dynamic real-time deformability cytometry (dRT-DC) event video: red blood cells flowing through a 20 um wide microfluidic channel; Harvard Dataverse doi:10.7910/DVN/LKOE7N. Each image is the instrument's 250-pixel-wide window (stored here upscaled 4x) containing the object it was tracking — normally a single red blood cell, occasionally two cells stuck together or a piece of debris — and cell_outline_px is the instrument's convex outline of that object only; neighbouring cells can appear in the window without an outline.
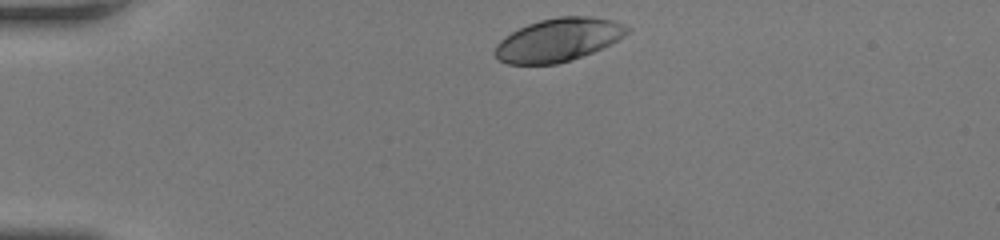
{"species": "human", "species_latin": "Homo sapiens", "temperature_condition": "room temperature", "stored_images_in_passage": 33, "camera_frame_rate_fps": 3000, "um_per_image_px": 0.085, "donor": {"sex": "female"}, "frame": {"image": 1, "passage_image": 1, "time_ms": 0.0, "image_size_px": [1000, 240], "cell_outline_px": [[632, 28], [624, 36], [592, 52], [556, 64], [508, 64], [500, 60], [492, 52], [496, 44], [504, 36], [528, 24], [540, 20], [560, 16], [588, 16], [612, 20], [624, 24]], "centroid_in_image_um": [47.43, 3.38], "position_along_channel_um": 37.6, "area_um2": 32.95}}
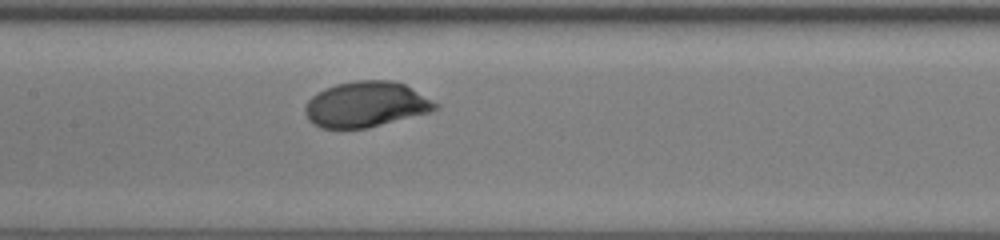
{"frame": {"image": 2, "passage_image": 15, "time_ms": 4.667, "image_size_px": [1000, 240], "cell_outline_px": [[440, 108], [428, 112], [368, 128], [320, 128], [312, 124], [308, 120], [304, 112], [304, 108], [308, 100], [316, 92], [324, 88], [336, 84], [356, 80], [392, 80], [404, 84], [440, 104]], "centroid_in_image_um": [31.08, 8.87], "position_along_channel_um": 176.3, "area_um2": 34.68}}
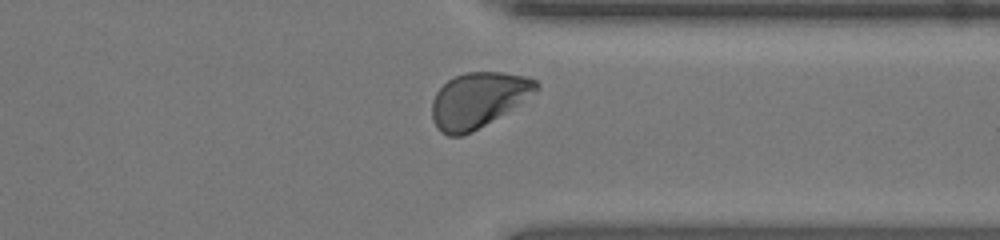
{"frame": {"image": 3, "passage_image": 29, "time_ms": 9.333, "image_size_px": [1000, 240], "cell_outline_px": [[540, 84], [536, 92], [472, 132], [460, 136], [448, 136], [440, 132], [436, 128], [432, 120], [432, 100], [436, 92], [448, 80], [464, 72], [504, 72], [524, 76], [536, 80]], "centroid_in_image_um": [40.6, 8.49], "position_along_channel_um": 370.8, "area_um2": 33.18}, "authors_computed_cell_mechanics": {"area_um2": 33.6396, "velocity_mm_per_s": 4.1606, "shape_relaxation_time_tau1_ms": 1.853, "shape_relaxation_time_tau2_ms": null, "deformation_change_tau1": 0.1493, "deformation_change_tau2": null}}